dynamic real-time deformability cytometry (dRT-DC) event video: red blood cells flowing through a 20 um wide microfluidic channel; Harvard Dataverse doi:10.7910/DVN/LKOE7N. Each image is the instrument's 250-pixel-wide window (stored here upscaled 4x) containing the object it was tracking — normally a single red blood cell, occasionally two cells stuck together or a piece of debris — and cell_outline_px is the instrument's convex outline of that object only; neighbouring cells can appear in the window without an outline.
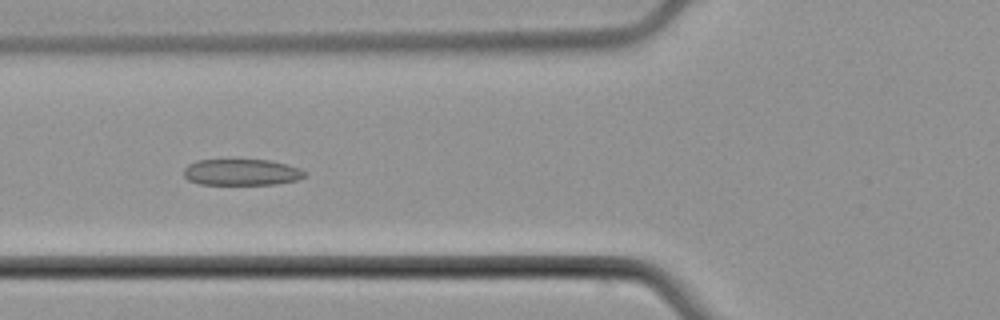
{"species": "common noctule bat (a hibernating species)", "species_latin": "Nyctalus noctula", "temperature_condition": "cold", "stored_images_in_passage": 43, "camera_frame_rate_fps": 3000, "um_per_image_px": 0.085, "animal": {"sex": "male", "body_mass_g": 21.5, "forearm_length_mm": 52.0}, "frame": {"image": 1, "passage_image": 9, "time_ms": 2.667, "image_size_px": [1000, 320], "cell_outline_px": [[308, 172], [304, 176], [296, 180], [276, 184], [200, 184], [188, 180], [184, 176], [184, 168], [188, 164], [196, 160], [268, 160], [300, 168]], "centroid_in_image_um": [20.51, 14.64], "position_along_channel_um": 105.3, "area_um2": 18.44}}
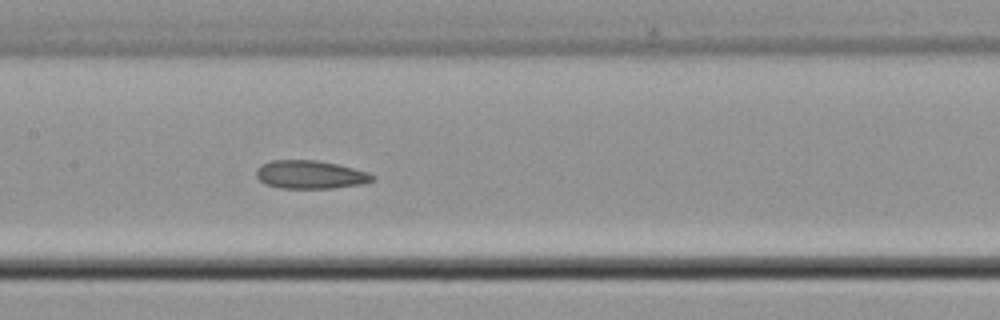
{"frame": {"image": 2, "passage_image": 15, "time_ms": 4.667, "image_size_px": [1000, 320], "cell_outline_px": [[376, 180], [364, 184], [332, 188], [280, 188], [264, 184], [256, 176], [256, 172], [264, 164], [272, 160], [316, 160], [336, 164], [368, 172], [376, 176]], "centroid_in_image_um": [26.42, 14.85], "position_along_channel_um": 181.0, "area_um2": 19.07}}
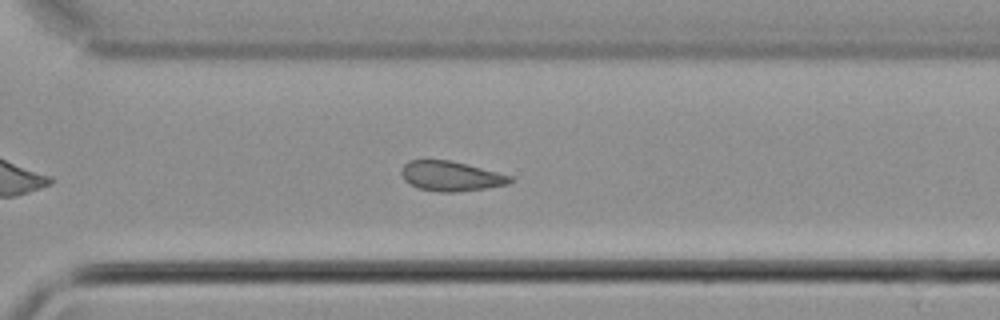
{"frame": {"image": 3, "passage_image": 27, "time_ms": 8.667, "image_size_px": [1000, 320], "cell_outline_px": [[512, 180], [508, 184], [484, 188], [456, 192], [436, 192], [420, 188], [404, 180], [400, 172], [404, 164], [408, 160], [448, 160], [512, 176]], "centroid_in_image_um": [38.28, 14.97], "position_along_channel_um": 332.3, "area_um2": 18.55}, "authors_computed_cell_mechanics": {"area_um2": 19.363, "velocity_mm_per_s": 3.7803, "shape_relaxation_time_tau1_ms": null, "shape_relaxation_time_tau2_ms": 4.4806, "deformation_change_tau1": null, "deformation_change_tau2": 0.0953}}